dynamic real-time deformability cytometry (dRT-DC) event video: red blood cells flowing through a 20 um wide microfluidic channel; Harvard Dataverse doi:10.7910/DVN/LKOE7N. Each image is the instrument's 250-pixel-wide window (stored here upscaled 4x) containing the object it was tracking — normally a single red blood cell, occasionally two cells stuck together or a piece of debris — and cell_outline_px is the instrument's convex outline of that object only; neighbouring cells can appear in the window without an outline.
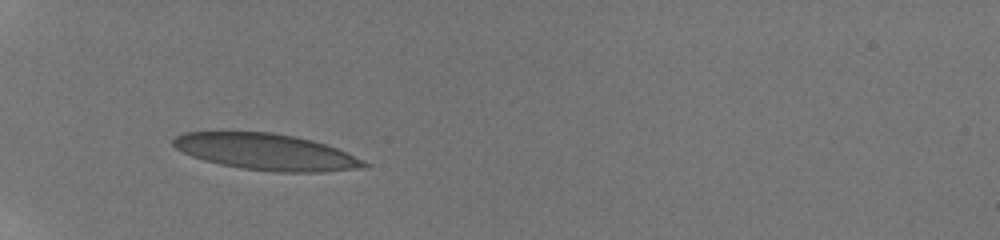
{"species": "human", "species_latin": "Homo sapiens", "temperature_condition": "room temperature", "stored_images_in_passage": 17, "camera_frame_rate_fps": 3000, "um_per_image_px": 0.085, "donor": {"sex": "male"}, "frame": {"image": 1, "passage_image": 1, "time_ms": 0.0, "image_size_px": [1000, 240], "cell_outline_px": [[368, 168], [324, 172], [272, 172], [244, 168], [220, 164], [204, 160], [192, 156], [176, 148], [172, 144], [172, 140], [176, 136], [184, 132], [272, 132], [312, 140], [336, 148], [364, 160], [368, 164]], "centroid_in_image_um": [22.65, 12.92], "position_along_channel_um": 62.4, "area_um2": 40.29}}
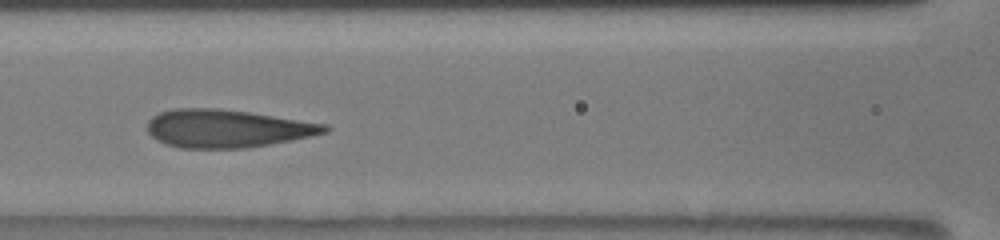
{"frame": {"image": 2, "passage_image": 12, "time_ms": 2.667, "image_size_px": [1000, 240], "cell_outline_px": [[332, 128], [328, 132], [292, 140], [248, 148], [180, 148], [164, 144], [156, 140], [148, 132], [148, 120], [152, 116], [160, 112], [172, 108], [220, 108], [248, 112], [328, 124]], "centroid_in_image_um": [19.29, 10.92], "position_along_channel_um": 147.3, "area_um2": 39.48}}
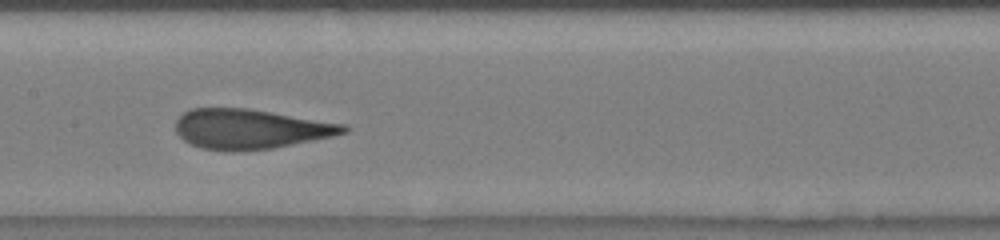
{"frame": {"image": 3, "passage_image": 16, "time_ms": 3.667, "image_size_px": [1000, 240], "cell_outline_px": [[352, 128], [348, 132], [332, 136], [272, 148], [232, 152], [200, 148], [184, 140], [176, 132], [176, 120], [184, 112], [192, 108], [248, 108], [348, 124]], "centroid_in_image_um": [21.31, 10.96], "position_along_channel_um": 186.1, "area_um2": 39.13}}